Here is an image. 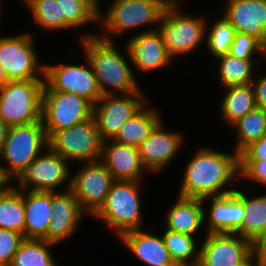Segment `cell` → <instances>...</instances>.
Here are the masks:
<instances>
[{
	"label": "cell",
	"instance_id": "bcb514c9",
	"mask_svg": "<svg viewBox=\"0 0 266 266\" xmlns=\"http://www.w3.org/2000/svg\"><path fill=\"white\" fill-rule=\"evenodd\" d=\"M266 246V227L261 235V237L253 244V247Z\"/></svg>",
	"mask_w": 266,
	"mask_h": 266
},
{
	"label": "cell",
	"instance_id": "5bb4252c",
	"mask_svg": "<svg viewBox=\"0 0 266 266\" xmlns=\"http://www.w3.org/2000/svg\"><path fill=\"white\" fill-rule=\"evenodd\" d=\"M17 179L18 188L29 191L55 192L70 177L69 161L46 148ZM31 186V187H30Z\"/></svg>",
	"mask_w": 266,
	"mask_h": 266
},
{
	"label": "cell",
	"instance_id": "4fadbf2b",
	"mask_svg": "<svg viewBox=\"0 0 266 266\" xmlns=\"http://www.w3.org/2000/svg\"><path fill=\"white\" fill-rule=\"evenodd\" d=\"M73 175L67 188L86 214L92 216L104 203L115 179L100 160L84 162Z\"/></svg>",
	"mask_w": 266,
	"mask_h": 266
},
{
	"label": "cell",
	"instance_id": "83f0119b",
	"mask_svg": "<svg viewBox=\"0 0 266 266\" xmlns=\"http://www.w3.org/2000/svg\"><path fill=\"white\" fill-rule=\"evenodd\" d=\"M162 238L167 250L169 251L171 259L176 266L198 265L200 249L197 248L199 246L197 245L193 235L182 234L166 229Z\"/></svg>",
	"mask_w": 266,
	"mask_h": 266
},
{
	"label": "cell",
	"instance_id": "d6a6232c",
	"mask_svg": "<svg viewBox=\"0 0 266 266\" xmlns=\"http://www.w3.org/2000/svg\"><path fill=\"white\" fill-rule=\"evenodd\" d=\"M60 17L71 28H79L97 21L99 6L93 0H59Z\"/></svg>",
	"mask_w": 266,
	"mask_h": 266
},
{
	"label": "cell",
	"instance_id": "f6af8a7d",
	"mask_svg": "<svg viewBox=\"0 0 266 266\" xmlns=\"http://www.w3.org/2000/svg\"><path fill=\"white\" fill-rule=\"evenodd\" d=\"M9 81L10 80L7 77L4 69L0 65V88L4 87Z\"/></svg>",
	"mask_w": 266,
	"mask_h": 266
},
{
	"label": "cell",
	"instance_id": "7bdbcfd3",
	"mask_svg": "<svg viewBox=\"0 0 266 266\" xmlns=\"http://www.w3.org/2000/svg\"><path fill=\"white\" fill-rule=\"evenodd\" d=\"M7 129H8V126L0 118V154L3 149Z\"/></svg>",
	"mask_w": 266,
	"mask_h": 266
},
{
	"label": "cell",
	"instance_id": "681fc988",
	"mask_svg": "<svg viewBox=\"0 0 266 266\" xmlns=\"http://www.w3.org/2000/svg\"><path fill=\"white\" fill-rule=\"evenodd\" d=\"M0 266H9V265L0 262Z\"/></svg>",
	"mask_w": 266,
	"mask_h": 266
},
{
	"label": "cell",
	"instance_id": "7a4b0ae2",
	"mask_svg": "<svg viewBox=\"0 0 266 266\" xmlns=\"http://www.w3.org/2000/svg\"><path fill=\"white\" fill-rule=\"evenodd\" d=\"M79 38L102 96L141 91L129 64L118 51L114 41L102 39L98 34H83Z\"/></svg>",
	"mask_w": 266,
	"mask_h": 266
},
{
	"label": "cell",
	"instance_id": "ab89813d",
	"mask_svg": "<svg viewBox=\"0 0 266 266\" xmlns=\"http://www.w3.org/2000/svg\"><path fill=\"white\" fill-rule=\"evenodd\" d=\"M256 107L266 110V75L258 76L252 81Z\"/></svg>",
	"mask_w": 266,
	"mask_h": 266
},
{
	"label": "cell",
	"instance_id": "7dc6e473",
	"mask_svg": "<svg viewBox=\"0 0 266 266\" xmlns=\"http://www.w3.org/2000/svg\"><path fill=\"white\" fill-rule=\"evenodd\" d=\"M9 189H0V200Z\"/></svg>",
	"mask_w": 266,
	"mask_h": 266
},
{
	"label": "cell",
	"instance_id": "9c48e42d",
	"mask_svg": "<svg viewBox=\"0 0 266 266\" xmlns=\"http://www.w3.org/2000/svg\"><path fill=\"white\" fill-rule=\"evenodd\" d=\"M93 105L83 97L58 91L42 92L41 120L47 137L92 117Z\"/></svg>",
	"mask_w": 266,
	"mask_h": 266
},
{
	"label": "cell",
	"instance_id": "3957f363",
	"mask_svg": "<svg viewBox=\"0 0 266 266\" xmlns=\"http://www.w3.org/2000/svg\"><path fill=\"white\" fill-rule=\"evenodd\" d=\"M48 148V137L42 120L27 125L8 127L0 159L6 161L2 166L12 180L18 179L27 167ZM41 152V153H40Z\"/></svg>",
	"mask_w": 266,
	"mask_h": 266
},
{
	"label": "cell",
	"instance_id": "e575fe53",
	"mask_svg": "<svg viewBox=\"0 0 266 266\" xmlns=\"http://www.w3.org/2000/svg\"><path fill=\"white\" fill-rule=\"evenodd\" d=\"M210 28L205 38L210 54L215 58L228 54L236 34L234 26L223 15L222 18H217Z\"/></svg>",
	"mask_w": 266,
	"mask_h": 266
},
{
	"label": "cell",
	"instance_id": "2e32d148",
	"mask_svg": "<svg viewBox=\"0 0 266 266\" xmlns=\"http://www.w3.org/2000/svg\"><path fill=\"white\" fill-rule=\"evenodd\" d=\"M137 33L132 36L125 45L127 56L139 71L158 70L170 65L173 58L168 54L158 28Z\"/></svg>",
	"mask_w": 266,
	"mask_h": 266
},
{
	"label": "cell",
	"instance_id": "4316f807",
	"mask_svg": "<svg viewBox=\"0 0 266 266\" xmlns=\"http://www.w3.org/2000/svg\"><path fill=\"white\" fill-rule=\"evenodd\" d=\"M239 199L244 203L240 236L254 244L266 227V195L249 198L240 190Z\"/></svg>",
	"mask_w": 266,
	"mask_h": 266
},
{
	"label": "cell",
	"instance_id": "9a60e30c",
	"mask_svg": "<svg viewBox=\"0 0 266 266\" xmlns=\"http://www.w3.org/2000/svg\"><path fill=\"white\" fill-rule=\"evenodd\" d=\"M253 250V244L239 234L207 233L197 266H237Z\"/></svg>",
	"mask_w": 266,
	"mask_h": 266
},
{
	"label": "cell",
	"instance_id": "484cf974",
	"mask_svg": "<svg viewBox=\"0 0 266 266\" xmlns=\"http://www.w3.org/2000/svg\"><path fill=\"white\" fill-rule=\"evenodd\" d=\"M221 114L225 122L232 125L256 107L252 83L224 87Z\"/></svg>",
	"mask_w": 266,
	"mask_h": 266
},
{
	"label": "cell",
	"instance_id": "1f68e13d",
	"mask_svg": "<svg viewBox=\"0 0 266 266\" xmlns=\"http://www.w3.org/2000/svg\"><path fill=\"white\" fill-rule=\"evenodd\" d=\"M220 61L219 78L223 87L250 84L253 78V59H239L230 54L216 58Z\"/></svg>",
	"mask_w": 266,
	"mask_h": 266
},
{
	"label": "cell",
	"instance_id": "4dcf8cb0",
	"mask_svg": "<svg viewBox=\"0 0 266 266\" xmlns=\"http://www.w3.org/2000/svg\"><path fill=\"white\" fill-rule=\"evenodd\" d=\"M52 245L56 244L44 239H24L9 266H55Z\"/></svg>",
	"mask_w": 266,
	"mask_h": 266
},
{
	"label": "cell",
	"instance_id": "d6986e66",
	"mask_svg": "<svg viewBox=\"0 0 266 266\" xmlns=\"http://www.w3.org/2000/svg\"><path fill=\"white\" fill-rule=\"evenodd\" d=\"M224 16L236 32L258 39L266 47L265 0H227Z\"/></svg>",
	"mask_w": 266,
	"mask_h": 266
},
{
	"label": "cell",
	"instance_id": "c3c4849f",
	"mask_svg": "<svg viewBox=\"0 0 266 266\" xmlns=\"http://www.w3.org/2000/svg\"><path fill=\"white\" fill-rule=\"evenodd\" d=\"M98 6L100 5L99 0H93Z\"/></svg>",
	"mask_w": 266,
	"mask_h": 266
},
{
	"label": "cell",
	"instance_id": "cb8c5ba5",
	"mask_svg": "<svg viewBox=\"0 0 266 266\" xmlns=\"http://www.w3.org/2000/svg\"><path fill=\"white\" fill-rule=\"evenodd\" d=\"M166 217L168 230L193 235L203 225L207 217L202 199L178 195Z\"/></svg>",
	"mask_w": 266,
	"mask_h": 266
},
{
	"label": "cell",
	"instance_id": "b9f144b4",
	"mask_svg": "<svg viewBox=\"0 0 266 266\" xmlns=\"http://www.w3.org/2000/svg\"><path fill=\"white\" fill-rule=\"evenodd\" d=\"M12 180L6 175L2 165H0V189H10ZM9 185V186H8Z\"/></svg>",
	"mask_w": 266,
	"mask_h": 266
},
{
	"label": "cell",
	"instance_id": "f1b7e54d",
	"mask_svg": "<svg viewBox=\"0 0 266 266\" xmlns=\"http://www.w3.org/2000/svg\"><path fill=\"white\" fill-rule=\"evenodd\" d=\"M231 126L237 129L238 144L235 152L240 154L252 142L258 141L266 134V110L255 107Z\"/></svg>",
	"mask_w": 266,
	"mask_h": 266
},
{
	"label": "cell",
	"instance_id": "f546056e",
	"mask_svg": "<svg viewBox=\"0 0 266 266\" xmlns=\"http://www.w3.org/2000/svg\"><path fill=\"white\" fill-rule=\"evenodd\" d=\"M0 228L13 230L24 236L25 212L22 189L12 186L0 200Z\"/></svg>",
	"mask_w": 266,
	"mask_h": 266
},
{
	"label": "cell",
	"instance_id": "7402d4cb",
	"mask_svg": "<svg viewBox=\"0 0 266 266\" xmlns=\"http://www.w3.org/2000/svg\"><path fill=\"white\" fill-rule=\"evenodd\" d=\"M120 238L131 253L144 264L149 266H176L162 236L145 233L141 228L127 231L121 234Z\"/></svg>",
	"mask_w": 266,
	"mask_h": 266
},
{
	"label": "cell",
	"instance_id": "6da1fadb",
	"mask_svg": "<svg viewBox=\"0 0 266 266\" xmlns=\"http://www.w3.org/2000/svg\"><path fill=\"white\" fill-rule=\"evenodd\" d=\"M233 152L226 154L209 147L198 150L186 165L178 195L203 199L234 192L235 187L225 188L240 177L239 154Z\"/></svg>",
	"mask_w": 266,
	"mask_h": 266
},
{
	"label": "cell",
	"instance_id": "8d00e7d4",
	"mask_svg": "<svg viewBox=\"0 0 266 266\" xmlns=\"http://www.w3.org/2000/svg\"><path fill=\"white\" fill-rule=\"evenodd\" d=\"M24 239V236L16 231L0 228V262L10 265L13 255Z\"/></svg>",
	"mask_w": 266,
	"mask_h": 266
},
{
	"label": "cell",
	"instance_id": "8fae6325",
	"mask_svg": "<svg viewBox=\"0 0 266 266\" xmlns=\"http://www.w3.org/2000/svg\"><path fill=\"white\" fill-rule=\"evenodd\" d=\"M85 61L87 67L72 64L44 65L43 91L72 93L94 106L102 93L90 63L87 59Z\"/></svg>",
	"mask_w": 266,
	"mask_h": 266
},
{
	"label": "cell",
	"instance_id": "d590c367",
	"mask_svg": "<svg viewBox=\"0 0 266 266\" xmlns=\"http://www.w3.org/2000/svg\"><path fill=\"white\" fill-rule=\"evenodd\" d=\"M255 52L266 56V47L255 37L236 32L228 54L239 59H253Z\"/></svg>",
	"mask_w": 266,
	"mask_h": 266
},
{
	"label": "cell",
	"instance_id": "836d02e7",
	"mask_svg": "<svg viewBox=\"0 0 266 266\" xmlns=\"http://www.w3.org/2000/svg\"><path fill=\"white\" fill-rule=\"evenodd\" d=\"M31 11L32 18L41 28L45 30L71 29L60 17L59 0H24Z\"/></svg>",
	"mask_w": 266,
	"mask_h": 266
},
{
	"label": "cell",
	"instance_id": "277c9868",
	"mask_svg": "<svg viewBox=\"0 0 266 266\" xmlns=\"http://www.w3.org/2000/svg\"><path fill=\"white\" fill-rule=\"evenodd\" d=\"M140 181L115 180L102 206L92 215L121 234L141 229Z\"/></svg>",
	"mask_w": 266,
	"mask_h": 266
},
{
	"label": "cell",
	"instance_id": "ee69618b",
	"mask_svg": "<svg viewBox=\"0 0 266 266\" xmlns=\"http://www.w3.org/2000/svg\"><path fill=\"white\" fill-rule=\"evenodd\" d=\"M260 257L261 266H266V246L254 247Z\"/></svg>",
	"mask_w": 266,
	"mask_h": 266
},
{
	"label": "cell",
	"instance_id": "5b68a950",
	"mask_svg": "<svg viewBox=\"0 0 266 266\" xmlns=\"http://www.w3.org/2000/svg\"><path fill=\"white\" fill-rule=\"evenodd\" d=\"M173 0H114L106 14H100L98 22L102 23V31L107 36L98 35L102 39L114 41L112 37L126 30L143 25L160 23L165 9ZM104 15V16H103ZM158 22V23H157ZM113 35V36H112Z\"/></svg>",
	"mask_w": 266,
	"mask_h": 266
},
{
	"label": "cell",
	"instance_id": "52a82bcc",
	"mask_svg": "<svg viewBox=\"0 0 266 266\" xmlns=\"http://www.w3.org/2000/svg\"><path fill=\"white\" fill-rule=\"evenodd\" d=\"M180 1L173 0L167 6L157 27L172 58L188 54L200 46L208 29L205 18L181 13L177 5Z\"/></svg>",
	"mask_w": 266,
	"mask_h": 266
},
{
	"label": "cell",
	"instance_id": "7c38bea8",
	"mask_svg": "<svg viewBox=\"0 0 266 266\" xmlns=\"http://www.w3.org/2000/svg\"><path fill=\"white\" fill-rule=\"evenodd\" d=\"M124 95H103L93 106L92 116L103 141L113 140L121 126L146 106L141 91Z\"/></svg>",
	"mask_w": 266,
	"mask_h": 266
},
{
	"label": "cell",
	"instance_id": "60d3db41",
	"mask_svg": "<svg viewBox=\"0 0 266 266\" xmlns=\"http://www.w3.org/2000/svg\"><path fill=\"white\" fill-rule=\"evenodd\" d=\"M237 266H261L258 252L254 249L244 260Z\"/></svg>",
	"mask_w": 266,
	"mask_h": 266
},
{
	"label": "cell",
	"instance_id": "f35d334b",
	"mask_svg": "<svg viewBox=\"0 0 266 266\" xmlns=\"http://www.w3.org/2000/svg\"><path fill=\"white\" fill-rule=\"evenodd\" d=\"M239 161H266V134L247 146L239 154Z\"/></svg>",
	"mask_w": 266,
	"mask_h": 266
},
{
	"label": "cell",
	"instance_id": "ac0fdd59",
	"mask_svg": "<svg viewBox=\"0 0 266 266\" xmlns=\"http://www.w3.org/2000/svg\"><path fill=\"white\" fill-rule=\"evenodd\" d=\"M51 209L52 217L47 230V241L58 244L74 235L81 217L86 212L69 188L62 193L52 192Z\"/></svg>",
	"mask_w": 266,
	"mask_h": 266
},
{
	"label": "cell",
	"instance_id": "ba28073f",
	"mask_svg": "<svg viewBox=\"0 0 266 266\" xmlns=\"http://www.w3.org/2000/svg\"><path fill=\"white\" fill-rule=\"evenodd\" d=\"M102 145L103 140L93 116L75 126L53 132L48 137V148L69 162L100 160Z\"/></svg>",
	"mask_w": 266,
	"mask_h": 266
},
{
	"label": "cell",
	"instance_id": "d4e9b609",
	"mask_svg": "<svg viewBox=\"0 0 266 266\" xmlns=\"http://www.w3.org/2000/svg\"><path fill=\"white\" fill-rule=\"evenodd\" d=\"M161 121L157 109L144 106L121 126L113 140L120 144L138 148Z\"/></svg>",
	"mask_w": 266,
	"mask_h": 266
},
{
	"label": "cell",
	"instance_id": "74e56055",
	"mask_svg": "<svg viewBox=\"0 0 266 266\" xmlns=\"http://www.w3.org/2000/svg\"><path fill=\"white\" fill-rule=\"evenodd\" d=\"M240 177L266 186V161H239Z\"/></svg>",
	"mask_w": 266,
	"mask_h": 266
},
{
	"label": "cell",
	"instance_id": "603a6c76",
	"mask_svg": "<svg viewBox=\"0 0 266 266\" xmlns=\"http://www.w3.org/2000/svg\"><path fill=\"white\" fill-rule=\"evenodd\" d=\"M22 191L25 212L24 238L47 241V230L52 217V192Z\"/></svg>",
	"mask_w": 266,
	"mask_h": 266
},
{
	"label": "cell",
	"instance_id": "8992f818",
	"mask_svg": "<svg viewBox=\"0 0 266 266\" xmlns=\"http://www.w3.org/2000/svg\"><path fill=\"white\" fill-rule=\"evenodd\" d=\"M44 80H10L0 88V118L8 126L41 121Z\"/></svg>",
	"mask_w": 266,
	"mask_h": 266
},
{
	"label": "cell",
	"instance_id": "30bf717a",
	"mask_svg": "<svg viewBox=\"0 0 266 266\" xmlns=\"http://www.w3.org/2000/svg\"><path fill=\"white\" fill-rule=\"evenodd\" d=\"M33 40L29 33L0 37V65L9 80H44Z\"/></svg>",
	"mask_w": 266,
	"mask_h": 266
},
{
	"label": "cell",
	"instance_id": "e0dca14e",
	"mask_svg": "<svg viewBox=\"0 0 266 266\" xmlns=\"http://www.w3.org/2000/svg\"><path fill=\"white\" fill-rule=\"evenodd\" d=\"M161 121L149 137L138 147L145 171L158 172L169 165L182 147L183 137L175 131H167Z\"/></svg>",
	"mask_w": 266,
	"mask_h": 266
},
{
	"label": "cell",
	"instance_id": "44dd1931",
	"mask_svg": "<svg viewBox=\"0 0 266 266\" xmlns=\"http://www.w3.org/2000/svg\"><path fill=\"white\" fill-rule=\"evenodd\" d=\"M100 161L115 180H142L145 168L137 147L120 144L114 140L103 141Z\"/></svg>",
	"mask_w": 266,
	"mask_h": 266
},
{
	"label": "cell",
	"instance_id": "ffe728a7",
	"mask_svg": "<svg viewBox=\"0 0 266 266\" xmlns=\"http://www.w3.org/2000/svg\"><path fill=\"white\" fill-rule=\"evenodd\" d=\"M209 200L210 210L207 220L206 233H236L240 235V225L244 217V203L239 199V190L214 197L203 198Z\"/></svg>",
	"mask_w": 266,
	"mask_h": 266
}]
</instances>
